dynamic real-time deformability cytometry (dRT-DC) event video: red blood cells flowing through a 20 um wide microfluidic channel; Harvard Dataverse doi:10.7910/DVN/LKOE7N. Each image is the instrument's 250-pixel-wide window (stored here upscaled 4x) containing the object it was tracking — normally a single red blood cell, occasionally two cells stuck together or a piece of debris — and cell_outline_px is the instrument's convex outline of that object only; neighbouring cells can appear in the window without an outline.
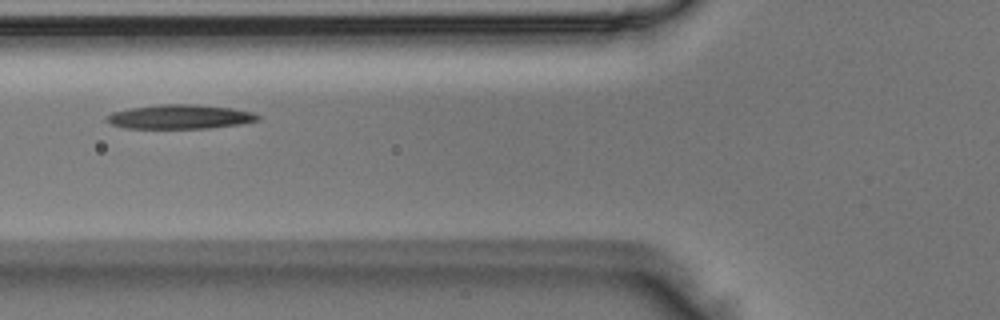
{"species": "Egyptian fruit bat (a non-hibernating species)", "species_latin": "Rousettus aegyptiacus", "temperature_condition": "room temperature", "stored_images_in_passage": 6, "camera_frame_rate_fps": 3000, "um_per_image_px": 0.085, "animal": {"sex": "male"}, "frame": {"image": 1, "passage_image": 5, "time_ms": 1.333, "image_size_px": [1000, 320], "cell_outline_px": [[260, 120], [240, 124], [208, 128], [124, 128], [112, 124], [104, 120], [104, 116], [112, 112], [132, 108], [160, 104], [196, 104], [232, 108], [252, 112], [260, 116]], "centroid_in_image_um": [15.28, 9.92], "position_along_channel_um": 110.5, "area_um2": 21.39}}
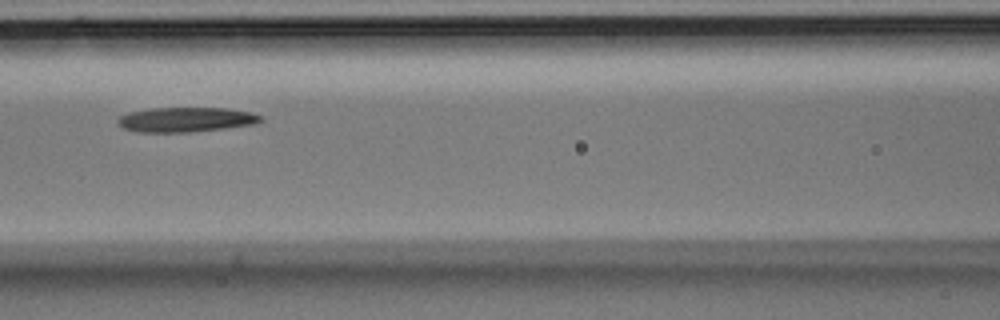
{"frame": {"image": 2, "passage_image": 6, "time_ms": 1.667, "image_size_px": [1000, 320], "cell_outline_px": [[264, 120], [256, 124], [224, 128], [188, 132], [136, 132], [124, 128], [116, 120], [120, 116], [128, 112], [152, 108], [228, 108], [252, 112], [260, 116]], "centroid_in_image_um": [15.82, 10.16], "position_along_channel_um": 150.8, "area_um2": 20.58}}